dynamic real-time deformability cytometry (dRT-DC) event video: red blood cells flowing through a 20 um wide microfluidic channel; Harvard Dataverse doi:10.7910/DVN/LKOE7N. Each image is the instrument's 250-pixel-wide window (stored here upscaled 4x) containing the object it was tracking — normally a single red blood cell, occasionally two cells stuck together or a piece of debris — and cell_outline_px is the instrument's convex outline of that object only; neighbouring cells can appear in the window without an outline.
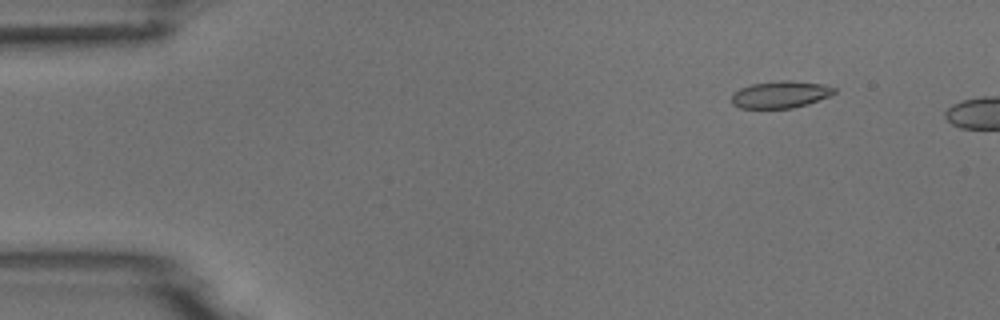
{"species": "common noctule bat (a hibernating species)", "species_latin": "Nyctalus noctula", "temperature_condition": "room temperature", "stored_images_in_passage": 3, "camera_frame_rate_fps": 3000, "um_per_image_px": 0.085, "animal": {"sex": "male", "body_mass_g": 18.8}, "frame": {"image": 1, "passage_image": 2, "time_ms": 1.333, "image_size_px": [1000, 320], "cell_outline_px": [[836, 92], [828, 96], [808, 104], [792, 108], [740, 108], [732, 104], [732, 92], [740, 88], [752, 84], [788, 80], [792, 80], [824, 84], [836, 88]], "centroid_in_image_um": [66.33, 8.03], "position_along_channel_um": 18.7, "area_um2": 16.13}}